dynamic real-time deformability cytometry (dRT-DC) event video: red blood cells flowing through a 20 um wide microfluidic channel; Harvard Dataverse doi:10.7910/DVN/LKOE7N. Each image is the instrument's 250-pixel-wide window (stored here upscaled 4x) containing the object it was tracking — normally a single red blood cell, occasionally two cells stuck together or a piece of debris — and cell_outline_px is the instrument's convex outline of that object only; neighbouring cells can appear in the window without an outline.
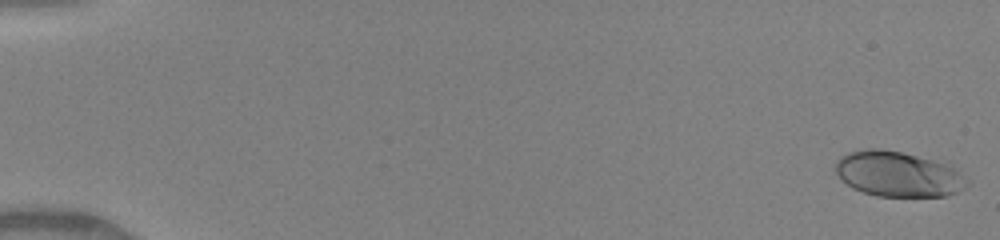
{"species": "human", "species_latin": "Homo sapiens", "temperature_condition": "warm", "stored_images_in_passage": 36, "camera_frame_rate_fps": 3000, "um_per_image_px": 0.085, "donor": {"sex": "female"}, "frame": {"image": 1, "passage_image": 1, "time_ms": 0.0, "image_size_px": [1000, 240], "cell_outline_px": [[968, 184], [964, 188], [948, 196], [876, 196], [852, 188], [840, 180], [836, 172], [836, 160], [840, 156], [848, 152], [868, 148], [880, 148], [900, 152], [932, 160], [956, 168], [968, 180]], "centroid_in_image_um": [76.3, 14.8], "position_along_channel_um": 8.7, "area_um2": 34.62}}
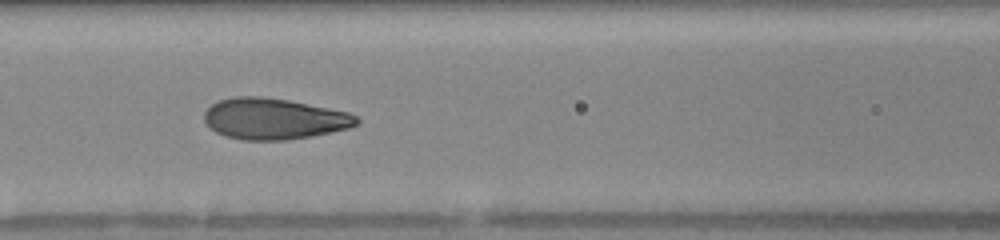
{"frame": {"image": 2, "passage_image": 15, "time_ms": 1674.0, "image_size_px": [1000, 240], "cell_outline_px": [[360, 120], [356, 124], [348, 128], [312, 136], [284, 140], [240, 140], [224, 136], [216, 132], [204, 120], [204, 112], [212, 104], [220, 100], [236, 96], [260, 96], [288, 100], [348, 112], [356, 116]], "centroid_in_image_um": [23.26, 10.1], "position_along_channel_um": 143.3, "area_um2": 36.3}}
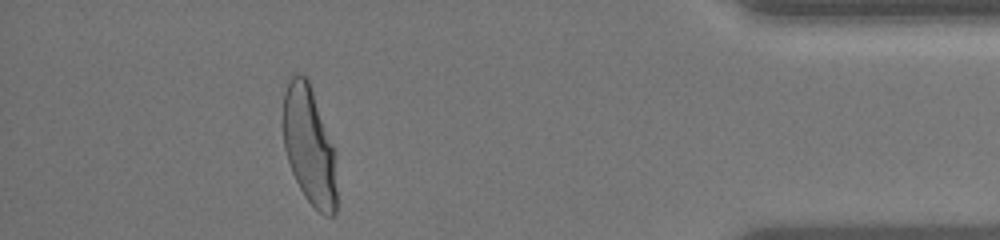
{"frame": {"image": 3, "passage_image": 33, "time_ms": 1681.333, "image_size_px": [1000, 240], "cell_outline_px": [[336, 212], [332, 216], [328, 216], [320, 212], [304, 196], [292, 172], [284, 148], [284, 92], [288, 80], [292, 72], [300, 72], [308, 80], [336, 148]], "centroid_in_image_um": [26.31, 12.35], "position_along_channel_um": 408.9, "area_um2": 37.28}, "authors_computed_cell_mechanics": {"area_um2": 36.2984, "velocity_mm_per_s": 4.1701, "shape_relaxation_time_tau1_ms": 3.3071, "shape_relaxation_time_tau2_ms": null, "deformation_change_tau1": 0.1776, "deformation_change_tau2": null}}